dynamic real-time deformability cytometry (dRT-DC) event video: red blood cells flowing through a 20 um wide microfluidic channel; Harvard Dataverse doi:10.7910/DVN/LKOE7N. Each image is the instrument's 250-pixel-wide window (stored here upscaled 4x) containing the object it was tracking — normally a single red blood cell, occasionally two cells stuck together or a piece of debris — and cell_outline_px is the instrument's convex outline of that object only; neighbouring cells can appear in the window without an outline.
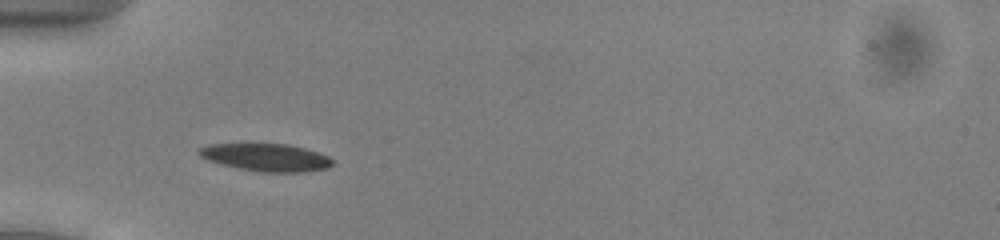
{"species": "common noctule bat (a hibernating species)", "species_latin": "Nyctalus noctula", "temperature_condition": "cold", "stored_images_in_passage": 36, "camera_frame_rate_fps": 3000, "um_per_image_px": 0.085, "animal": {"sex": "male", "body_mass_g": 13.0, "forearm_length_mm": 53.1}, "frame": {"image": 1, "passage_image": 4, "time_ms": 1.0, "image_size_px": [1000, 240], "cell_outline_px": [[332, 164], [328, 168], [304, 172], [260, 172], [220, 164], [208, 160], [200, 156], [196, 152], [196, 148], [208, 144], [288, 144], [320, 152], [328, 156], [332, 160]], "centroid_in_image_um": [22.59, 13.37], "position_along_channel_um": 62.4, "area_um2": 21.56}}
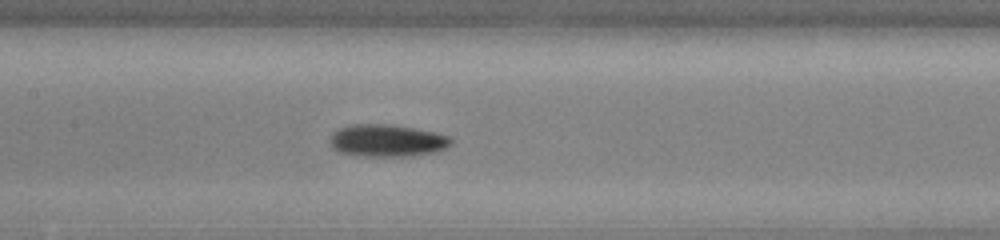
{"frame": {"image": 2, "passage_image": 13, "time_ms": 4.0, "image_size_px": [1000, 240], "cell_outline_px": [[452, 144], [436, 152], [412, 156], [360, 156], [340, 152], [332, 148], [328, 140], [332, 132], [336, 128], [352, 124], [384, 124], [412, 128], [432, 132], [448, 136], [452, 140]], "centroid_in_image_um": [32.83, 11.95], "position_along_channel_um": 174.6, "area_um2": 22.83}}
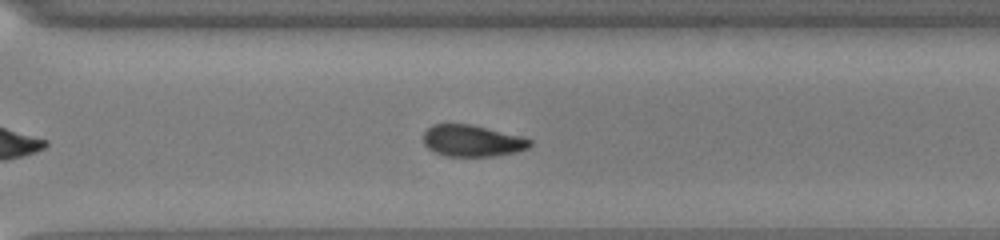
{"frame": {"image": 3, "passage_image": 25, "time_ms": 8.0, "image_size_px": [1000, 240], "cell_outline_px": [[532, 144], [528, 148], [516, 152], [496, 156], [444, 156], [432, 152], [424, 144], [424, 132], [432, 124], [472, 124], [520, 136], [532, 140]], "centroid_in_image_um": [40.12, 11.97], "position_along_channel_um": 330.5, "area_um2": 19.71}, "authors_computed_cell_mechanics": {"area_um2": 21.0681, "velocity_mm_per_s": 3.9139, "shape_relaxation_time_tau1_ms": 2.3289, "shape_relaxation_time_tau2_ms": 3.5814, "deformation_change_tau1": 0.0948, "deformation_change_tau2": 0.085}}